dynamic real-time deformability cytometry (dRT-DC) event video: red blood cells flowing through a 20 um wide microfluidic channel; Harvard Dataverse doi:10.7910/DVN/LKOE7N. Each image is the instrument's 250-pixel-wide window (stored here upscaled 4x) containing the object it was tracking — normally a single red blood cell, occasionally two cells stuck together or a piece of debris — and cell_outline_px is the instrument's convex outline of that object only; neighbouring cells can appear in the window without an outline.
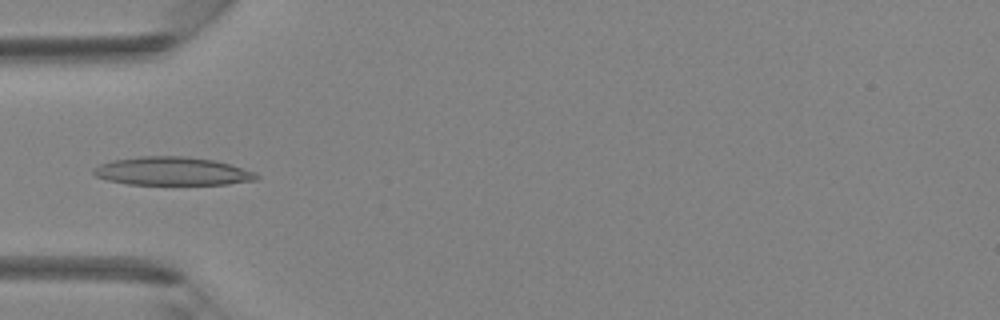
{"species": "Egyptian fruit bat (a non-hibernating species)", "species_latin": "Rousettus aegyptiacus", "temperature_condition": "room temperature", "stored_images_in_passage": 42, "camera_frame_rate_fps": 3000, "um_per_image_px": 0.085, "animal": {"sex": "female"}, "frame": {"image": 1, "passage_image": 14, "time_ms": 4.333, "image_size_px": [1000, 320], "cell_outline_px": [[260, 176], [256, 180], [228, 184], [128, 184], [108, 180], [96, 176], [92, 172], [92, 168], [100, 164], [112, 160], [140, 156], [188, 156], [216, 160], [256, 172]], "centroid_in_image_um": [14.65, 14.54], "position_along_channel_um": 70.3, "area_um2": 26.99}}
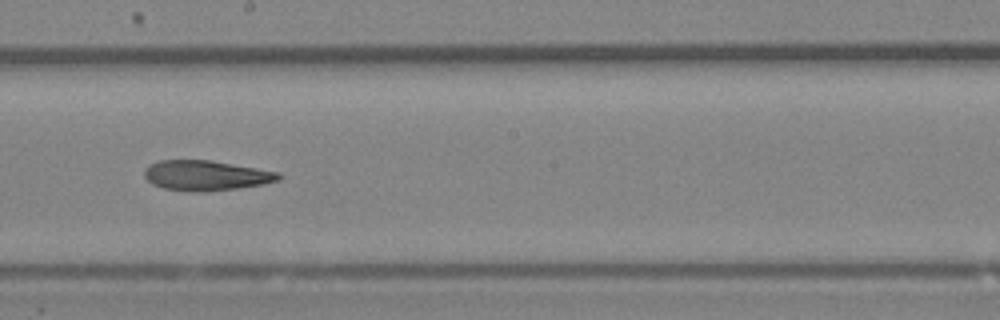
{"frame": {"image": 2, "passage_image": 24, "time_ms": 7.667, "image_size_px": [1000, 320], "cell_outline_px": [[284, 176], [280, 180], [264, 184], [240, 188], [204, 192], [196, 192], [164, 188], [152, 184], [144, 176], [144, 168], [148, 164], [160, 160], [212, 160], [280, 172]], "centroid_in_image_um": [17.54, 14.91], "position_along_channel_um": 230.7, "area_um2": 23.87}}
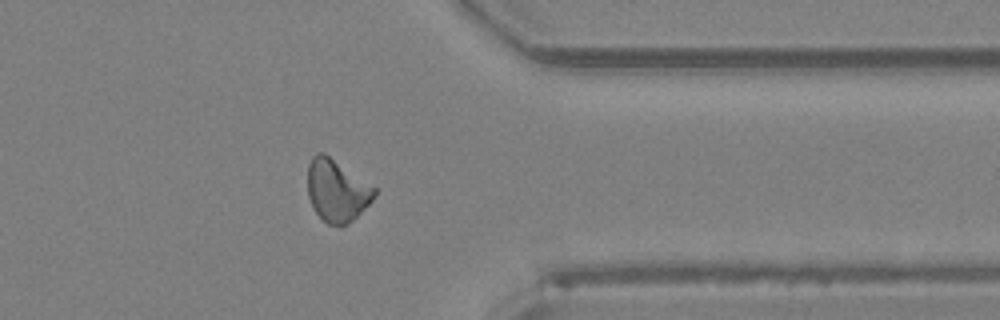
{"frame": {"image": 3, "passage_image": 34, "time_ms": 11.0, "image_size_px": [1000, 320], "cell_outline_px": [[376, 196], [348, 224], [340, 228], [328, 224], [312, 208], [308, 196], [308, 164], [312, 156], [316, 152], [324, 152], [376, 188]], "centroid_in_image_um": [28.61, 16.2], "position_along_channel_um": 382.8, "area_um2": 24.22}}